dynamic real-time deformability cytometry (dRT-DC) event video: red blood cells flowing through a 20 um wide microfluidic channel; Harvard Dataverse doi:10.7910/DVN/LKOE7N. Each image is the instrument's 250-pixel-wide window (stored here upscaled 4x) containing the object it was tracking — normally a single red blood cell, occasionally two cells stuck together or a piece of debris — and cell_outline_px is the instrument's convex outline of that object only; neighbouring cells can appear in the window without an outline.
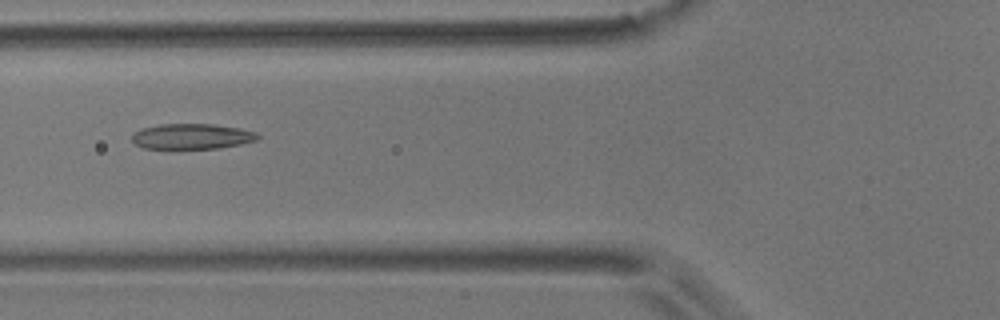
{"species": "common noctule bat (a hibernating species)", "species_latin": "Nyctalus noctula", "temperature_condition": "room temperature", "stored_images_in_passage": 13, "camera_frame_rate_fps": 3000, "um_per_image_px": 0.085, "animal": {"sex": "male", "body_mass_g": 17.9}, "frame": {"image": 1, "passage_image": 6, "time_ms": 6.667, "image_size_px": [1000, 320], "cell_outline_px": [[260, 136], [256, 140], [240, 144], [216, 148], [144, 148], [136, 144], [132, 140], [132, 132], [140, 128], [160, 124], [212, 124], [240, 128], [256, 132]], "centroid_in_image_um": [16.28, 11.58], "position_along_channel_um": 109.5, "area_um2": 18.55}}
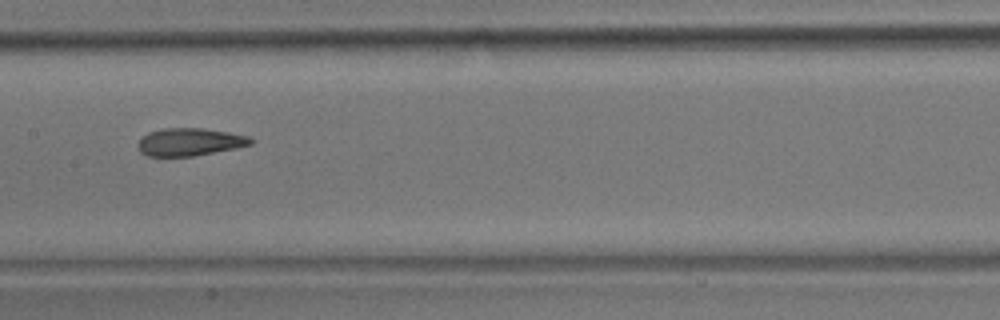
{"frame": {"image": 2, "passage_image": 8, "time_ms": 9.0, "image_size_px": [1000, 320], "cell_outline_px": [[252, 144], [236, 148], [192, 156], [148, 156], [140, 152], [136, 144], [148, 132], [164, 128], [200, 128], [228, 132], [248, 136], [252, 140]], "centroid_in_image_um": [16.09, 12.06], "position_along_channel_um": 191.3, "area_um2": 18.03}}
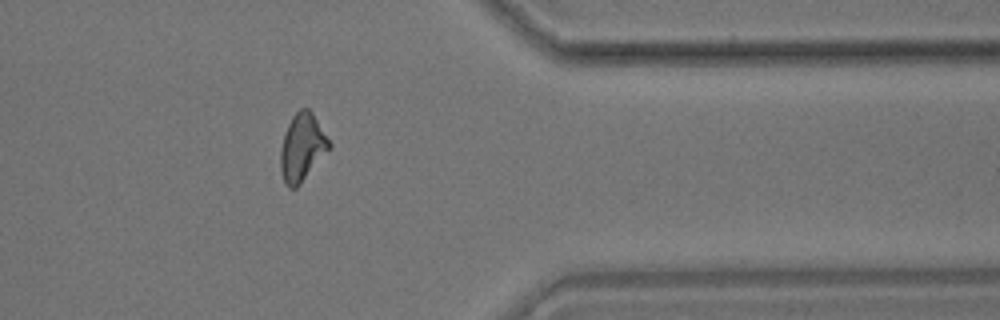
{"frame": {"image": 3, "passage_image": 13, "time_ms": 15.0, "image_size_px": [1000, 320], "cell_outline_px": [[332, 148], [300, 184], [296, 188], [288, 188], [284, 184], [280, 168], [280, 148], [284, 132], [292, 116], [300, 108], [308, 108], [312, 112], [332, 144]], "centroid_in_image_um": [25.68, 12.54], "position_along_channel_um": 385.7, "area_um2": 19.48}, "authors_computed_cell_mechanics": {"area_um2": 18.785, "velocity_mm_per_s": 3.4973, "shape_relaxation_time_tau1_ms": null, "shape_relaxation_time_tau2_ms": 2.8698, "deformation_change_tau1": null, "deformation_change_tau2": 0.1149}}